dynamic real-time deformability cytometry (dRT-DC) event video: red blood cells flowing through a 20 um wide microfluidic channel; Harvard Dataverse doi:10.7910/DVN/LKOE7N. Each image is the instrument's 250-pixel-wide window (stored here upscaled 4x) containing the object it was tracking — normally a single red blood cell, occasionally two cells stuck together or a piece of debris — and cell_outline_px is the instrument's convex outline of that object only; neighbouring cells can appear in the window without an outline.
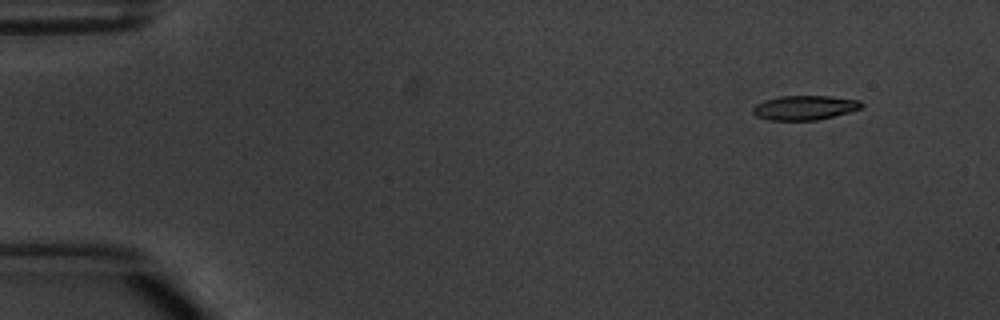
{"species": "common noctule bat (a hibernating species)", "species_latin": "Nyctalus noctula", "temperature_condition": "warm", "stored_images_in_passage": 6, "segment_of_instrument_passage": [2, 2], "camera_frame_rate_fps": 3000, "um_per_image_px": 0.085, "animal": {"sex": "male", "body_mass_g": 20.1, "forearm_length_mm": 53.5}, "frame": {"image": 1, "passage_image": 6, "time_ms": 6.667, "image_size_px": [1000, 320], "cell_outline_px": [[864, 104], [860, 108], [848, 112], [816, 120], [768, 120], [756, 116], [752, 112], [752, 108], [756, 104], [764, 100], [780, 96], [828, 96], [860, 100]], "centroid_in_image_um": [68.36, 9.15], "position_along_channel_um": 16.6, "area_um2": 15.37}}